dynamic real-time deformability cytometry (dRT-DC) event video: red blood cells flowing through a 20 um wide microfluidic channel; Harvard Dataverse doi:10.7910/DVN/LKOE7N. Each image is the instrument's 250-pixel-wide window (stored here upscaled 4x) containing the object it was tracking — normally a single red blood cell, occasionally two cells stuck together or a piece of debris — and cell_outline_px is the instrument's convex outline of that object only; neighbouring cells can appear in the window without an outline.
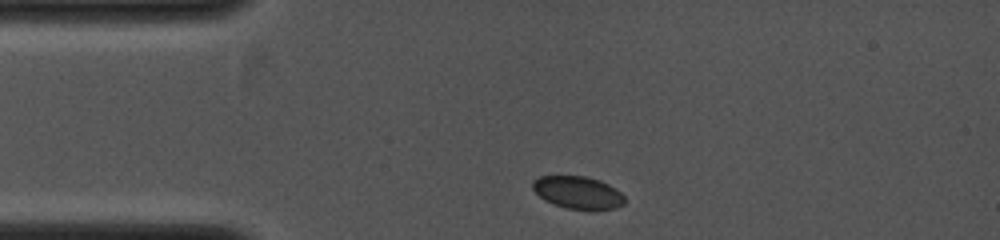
{"species": "common noctule bat (a hibernating species)", "species_latin": "Nyctalus noctula", "temperature_condition": "cold", "stored_images_in_passage": 5, "camera_frame_rate_fps": 4000, "um_per_image_px": 0.085, "animal": {"sex": "female", "body_mass_g": 19.0, "forearm_length_mm": 53.3}, "frame": {"image": 1, "passage_image": 1, "time_ms": 0.0, "image_size_px": [1000, 240], "cell_outline_px": [[624, 204], [616, 208], [592, 212], [568, 208], [544, 200], [532, 188], [532, 180], [540, 176], [588, 176], [600, 180], [616, 188], [624, 196]], "centroid_in_image_um": [49.16, 16.38], "position_along_channel_um": 35.8, "area_um2": 17.8}}
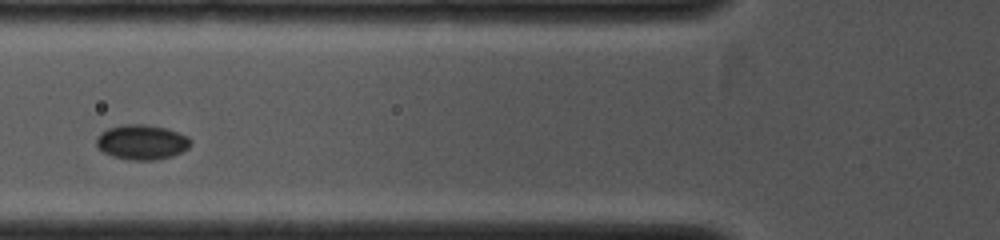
{"frame": {"image": 2, "passage_image": 3, "time_ms": 2.0, "image_size_px": [1000, 240], "cell_outline_px": [[192, 144], [188, 148], [172, 156], [156, 160], [132, 160], [112, 156], [104, 152], [96, 144], [96, 136], [100, 132], [108, 128], [124, 124], [144, 124], [164, 128], [188, 136], [192, 140]], "centroid_in_image_um": [12.05, 12.08], "position_along_channel_um": 113.8, "area_um2": 19.13}}
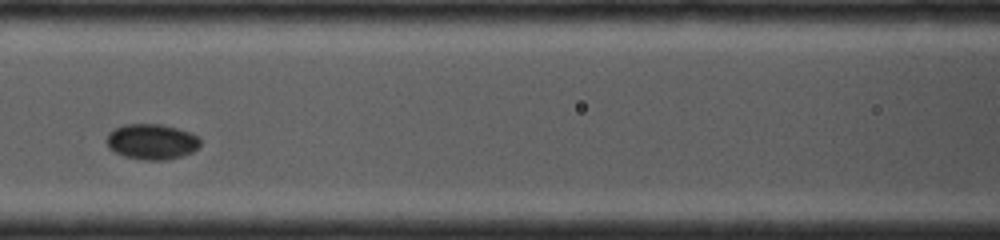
{"frame": {"image": 3, "passage_image": 4, "time_ms": 2.75, "image_size_px": [1000, 240], "cell_outline_px": [[200, 148], [192, 152], [180, 156], [164, 160], [144, 160], [124, 156], [108, 148], [108, 132], [124, 124], [160, 124], [192, 132], [200, 136]], "centroid_in_image_um": [12.94, 12.04], "position_along_channel_um": 153.7, "area_um2": 19.42}}